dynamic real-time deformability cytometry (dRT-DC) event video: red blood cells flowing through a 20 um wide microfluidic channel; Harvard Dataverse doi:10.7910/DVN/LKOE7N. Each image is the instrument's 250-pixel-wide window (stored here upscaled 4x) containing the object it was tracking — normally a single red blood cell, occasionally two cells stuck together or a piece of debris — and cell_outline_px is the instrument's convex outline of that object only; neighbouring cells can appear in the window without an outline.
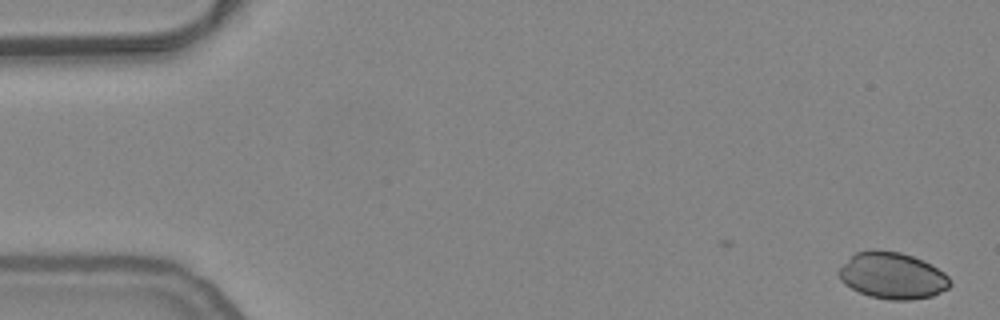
{"species": "common noctule bat (a hibernating species)", "species_latin": "Nyctalus noctula", "temperature_condition": "warm", "stored_images_in_passage": 43, "camera_frame_rate_fps": 3000, "um_per_image_px": 0.085, "animal": {"sex": "female", "body_mass_g": 24.6, "forearm_length_mm": 56.2}, "frame": {"image": 1, "passage_image": 1, "time_ms": 0.0, "image_size_px": [1000, 320], "cell_outline_px": [[952, 284], [948, 288], [932, 296], [912, 300], [888, 300], [868, 296], [844, 284], [840, 280], [836, 272], [856, 252], [872, 248], [876, 248], [900, 252], [912, 256], [944, 272], [948, 276]], "centroid_in_image_um": [75.83, 23.43], "position_along_channel_um": 9.2, "area_um2": 30.23}}
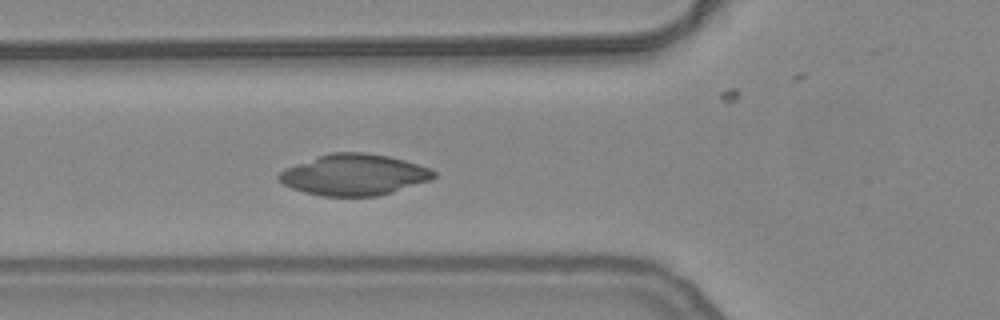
{"frame": {"image": 2, "passage_image": 19, "time_ms": 6.0, "image_size_px": [1000, 320], "cell_outline_px": [[436, 176], [428, 180], [392, 192], [376, 196], [320, 196], [304, 192], [292, 188], [284, 184], [276, 176], [284, 168], [332, 152], [360, 152], [388, 156], [404, 160], [432, 168], [436, 172]], "centroid_in_image_um": [30.09, 14.86], "position_along_channel_um": 95.7, "area_um2": 36.76}}
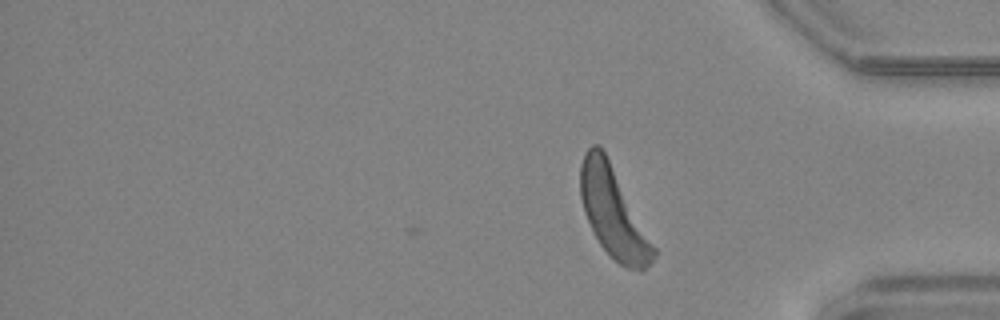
{"frame": {"image": 3, "passage_image": 43, "time_ms": 14.0, "image_size_px": [1000, 320], "cell_outline_px": [[656, 256], [640, 272], [624, 268], [600, 244], [584, 212], [580, 196], [580, 164], [584, 152], [592, 144], [600, 144], [656, 248]], "centroid_in_image_um": [52.11, 18.06], "position_along_channel_um": 383.1, "area_um2": 37.63}}